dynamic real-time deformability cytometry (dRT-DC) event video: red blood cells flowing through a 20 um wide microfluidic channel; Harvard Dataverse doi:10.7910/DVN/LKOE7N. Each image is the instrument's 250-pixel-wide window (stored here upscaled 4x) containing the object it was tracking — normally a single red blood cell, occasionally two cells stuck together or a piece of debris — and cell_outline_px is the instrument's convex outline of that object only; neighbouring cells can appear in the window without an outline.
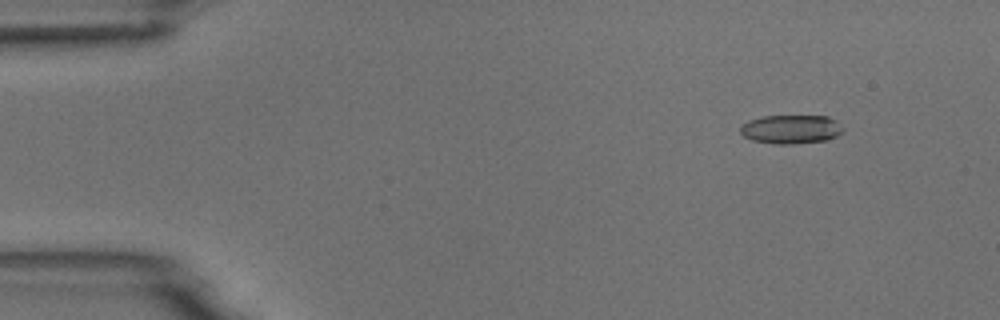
{"species": "common noctule bat (a hibernating species)", "species_latin": "Nyctalus noctula", "temperature_condition": "room temperature", "stored_images_in_passage": 6, "camera_frame_rate_fps": 3000, "um_per_image_px": 0.085, "animal": {"sex": "male", "body_mass_g": 18.8}, "frame": {"image": 1, "passage_image": 2, "time_ms": 1.0, "image_size_px": [1000, 320], "cell_outline_px": [[844, 132], [828, 140], [792, 144], [772, 144], [752, 140], [744, 136], [740, 132], [740, 124], [748, 120], [764, 116], [828, 116], [836, 120]], "centroid_in_image_um": [67.21, 10.99], "position_along_channel_um": 17.8, "area_um2": 17.4}}
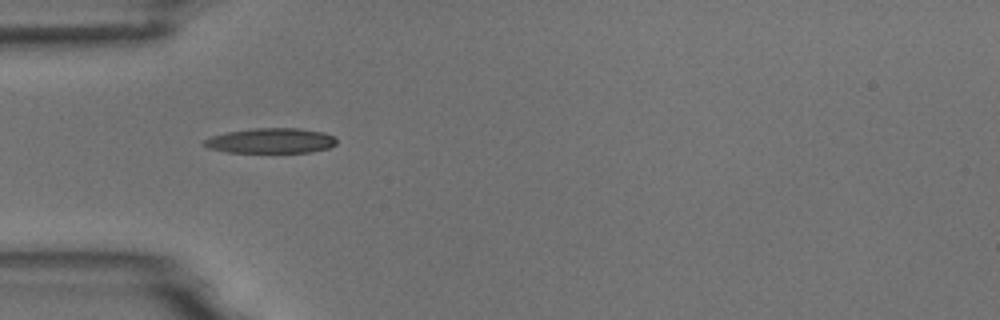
{"frame": {"image": 2, "passage_image": 5, "time_ms": 4.667, "image_size_px": [1000, 320], "cell_outline_px": [[336, 144], [328, 148], [312, 152], [228, 152], [208, 148], [204, 144], [204, 140], [212, 136], [228, 132], [252, 128], [300, 128], [324, 132], [332, 136], [336, 140]], "centroid_in_image_um": [23.05, 11.96], "position_along_channel_um": 62.0, "area_um2": 19.25}}